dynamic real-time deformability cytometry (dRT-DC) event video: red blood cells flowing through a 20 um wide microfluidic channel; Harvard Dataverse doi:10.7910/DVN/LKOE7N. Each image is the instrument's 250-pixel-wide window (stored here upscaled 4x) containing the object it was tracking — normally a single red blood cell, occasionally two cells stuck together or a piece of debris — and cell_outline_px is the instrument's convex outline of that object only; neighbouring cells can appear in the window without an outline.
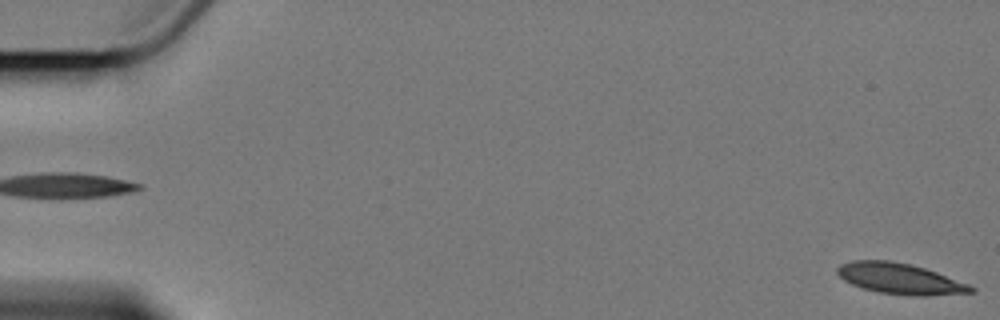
{"species": "Egyptian fruit bat (a non-hibernating species)", "species_latin": "Rousettus aegyptiacus", "temperature_condition": "cold", "stored_images_in_passage": 5, "segment_of_instrument_passage": [2, 2], "camera_frame_rate_fps": 3000, "um_per_image_px": 0.085, "animal": {"sex": "female"}, "frame": {"image": 1, "passage_image": 5, "time_ms": 4.667, "image_size_px": [1000, 320], "cell_outline_px": [[976, 292], [928, 296], [912, 296], [880, 292], [864, 288], [852, 284], [844, 280], [836, 272], [836, 268], [840, 264], [852, 260], [888, 260], [908, 264], [924, 268], [936, 272], [968, 284], [976, 288]], "centroid_in_image_um": [76.5, 23.69], "position_along_channel_um": 8.5, "area_um2": 23.87}}